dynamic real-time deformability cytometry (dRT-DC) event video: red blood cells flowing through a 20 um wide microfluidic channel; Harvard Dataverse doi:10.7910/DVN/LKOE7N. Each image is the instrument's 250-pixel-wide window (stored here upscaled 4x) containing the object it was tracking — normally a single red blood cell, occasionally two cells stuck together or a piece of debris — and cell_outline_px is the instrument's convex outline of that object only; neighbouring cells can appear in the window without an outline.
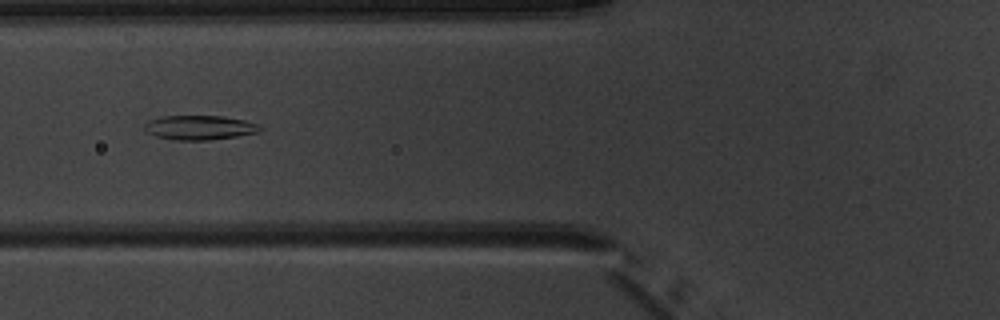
{"species": "common noctule bat (a hibernating species)", "species_latin": "Nyctalus noctula", "temperature_condition": "warm", "stored_images_in_passage": 3, "camera_frame_rate_fps": 3000, "um_per_image_px": 0.085, "animal": {"sex": "male", "body_mass_g": 20.1, "forearm_length_mm": 53.5}, "frame": {"image": 1, "passage_image": 3, "time_ms": 2.333, "image_size_px": [1000, 320], "cell_outline_px": [[264, 128], [260, 132], [236, 136], [208, 140], [176, 140], [156, 136], [148, 132], [144, 128], [144, 124], [148, 120], [160, 116], [220, 116], [244, 120], [260, 124]], "centroid_in_image_um": [16.98, 10.84], "position_along_channel_um": 108.8, "area_um2": 16.47}}